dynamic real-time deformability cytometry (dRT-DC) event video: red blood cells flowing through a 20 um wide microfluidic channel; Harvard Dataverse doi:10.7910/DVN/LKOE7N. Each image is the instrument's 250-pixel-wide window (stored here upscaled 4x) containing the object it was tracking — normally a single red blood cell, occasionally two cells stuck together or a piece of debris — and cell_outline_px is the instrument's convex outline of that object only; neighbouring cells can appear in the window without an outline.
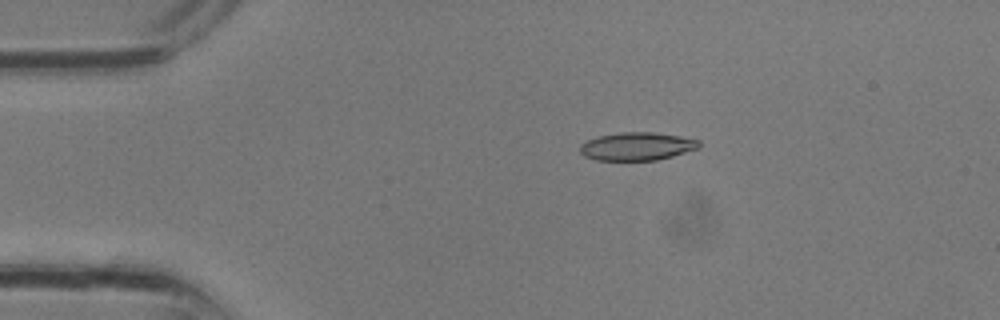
{"species": "common noctule bat (a hibernating species)", "species_latin": "Nyctalus noctula", "temperature_condition": "room temperature", "stored_images_in_passage": 27, "camera_frame_rate_fps": 3000, "um_per_image_px": 0.085, "animal": {"sex": "male", "body_mass_g": 13.3}, "frame": {"image": 1, "passage_image": 1, "time_ms": 0.0, "image_size_px": [1000, 320], "cell_outline_px": [[700, 148], [672, 156], [656, 160], [596, 160], [584, 156], [580, 152], [580, 144], [588, 140], [600, 136], [620, 132], [652, 132], [680, 136], [700, 140]], "centroid_in_image_um": [54.16, 12.44], "position_along_channel_um": 30.8, "area_um2": 19.42}}
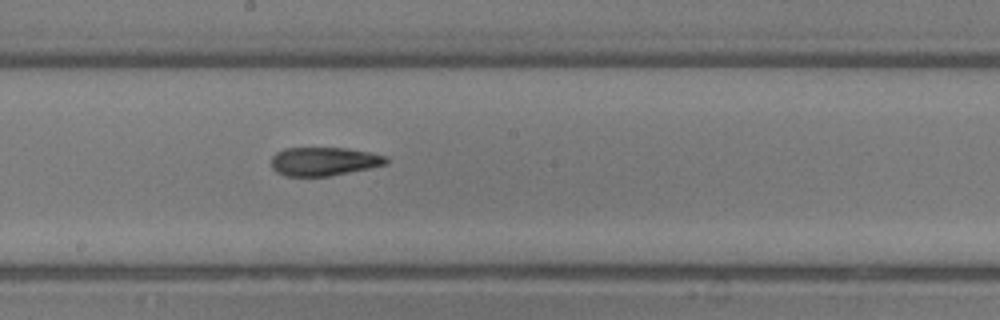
{"frame": {"image": 2, "passage_image": 12, "time_ms": 3.667, "image_size_px": [1000, 320], "cell_outline_px": [[388, 164], [328, 176], [284, 176], [276, 172], [272, 168], [272, 156], [276, 152], [284, 148], [348, 148], [372, 152], [388, 156]], "centroid_in_image_um": [27.54, 13.71], "position_along_channel_um": 220.7, "area_um2": 19.25}}
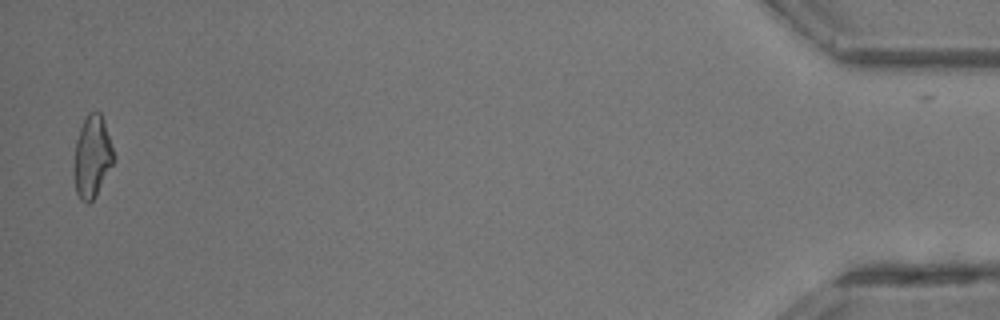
{"frame": {"image": 3, "passage_image": 26, "time_ms": 8.333, "image_size_px": [1000, 320], "cell_outline_px": [[116, 160], [92, 200], [88, 204], [84, 204], [80, 200], [76, 192], [72, 172], [72, 168], [76, 140], [84, 116], [88, 112], [100, 112], [104, 120]], "centroid_in_image_um": [7.8, 13.33], "position_along_channel_um": 427.4, "area_um2": 19.36}}